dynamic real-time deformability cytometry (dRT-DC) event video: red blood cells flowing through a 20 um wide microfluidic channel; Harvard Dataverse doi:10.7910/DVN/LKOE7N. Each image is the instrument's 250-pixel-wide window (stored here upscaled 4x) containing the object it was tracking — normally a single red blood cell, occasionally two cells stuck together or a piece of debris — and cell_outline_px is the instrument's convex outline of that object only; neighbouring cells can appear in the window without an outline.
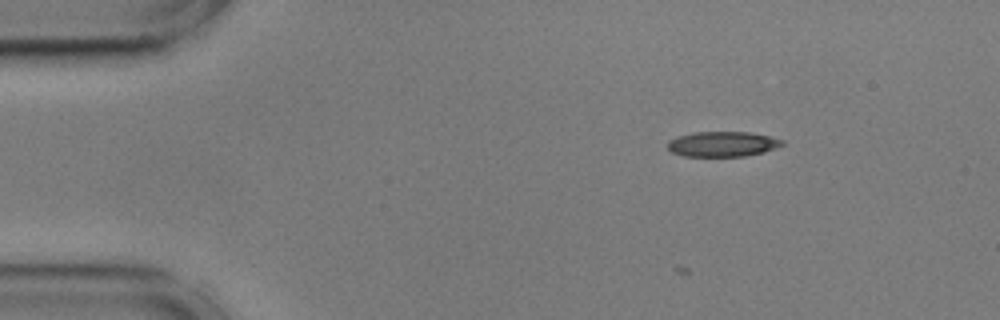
{"species": "common noctule bat (a hibernating species)", "species_latin": "Nyctalus noctula", "temperature_condition": "cold", "stored_images_in_passage": 3, "camera_frame_rate_fps": 3000, "um_per_image_px": 0.085, "animal": {"sex": "male", "body_mass_g": 17.9, "forearm_length_mm": 54.2}, "frame": {"image": 1, "passage_image": 3, "time_ms": 0.667, "image_size_px": [1000, 320], "cell_outline_px": [[784, 144], [776, 148], [764, 152], [744, 156], [684, 156], [672, 152], [668, 148], [668, 140], [676, 136], [696, 132], [752, 132], [772, 136], [784, 140]], "centroid_in_image_um": [61.45, 12.23], "position_along_channel_um": 23.6, "area_um2": 16.94}}